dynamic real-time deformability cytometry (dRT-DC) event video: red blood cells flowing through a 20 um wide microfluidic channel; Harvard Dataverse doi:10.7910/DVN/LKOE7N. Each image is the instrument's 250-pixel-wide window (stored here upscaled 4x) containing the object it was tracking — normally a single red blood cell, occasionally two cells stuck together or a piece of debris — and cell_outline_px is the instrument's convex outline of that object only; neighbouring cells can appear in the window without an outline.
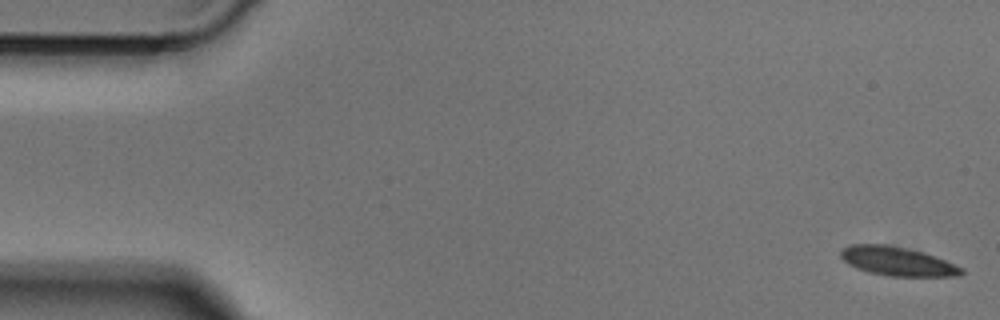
{"species": "Egyptian fruit bat (a non-hibernating species)", "species_latin": "Rousettus aegyptiacus", "temperature_condition": "cold", "stored_images_in_passage": 49, "camera_frame_rate_fps": 3000, "um_per_image_px": 0.085, "animal": {"sex": "male"}, "frame": {"image": 1, "passage_image": 1, "time_ms": 0.0, "image_size_px": [1000, 320], "cell_outline_px": [[964, 272], [960, 276], [888, 276], [868, 272], [856, 268], [848, 264], [840, 256], [840, 248], [848, 244], [884, 244], [924, 252], [936, 256], [964, 268]], "centroid_in_image_um": [76.26, 22.21], "position_along_channel_um": 8.7, "area_um2": 20.52}}
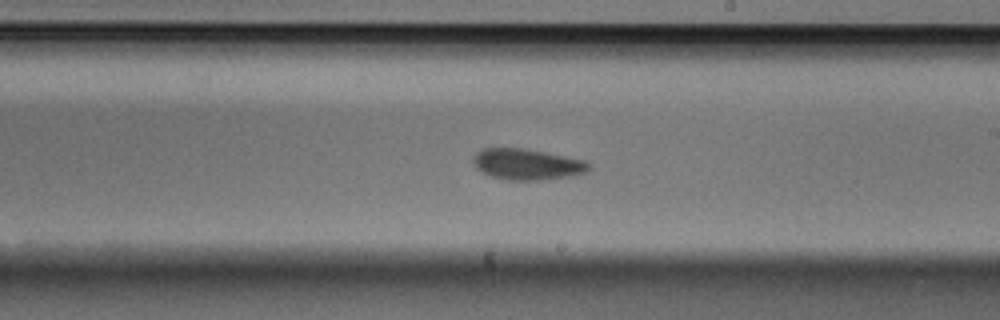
{"frame": {"image": 2, "passage_image": 28, "time_ms": 9.0, "image_size_px": [1000, 320], "cell_outline_px": [[592, 168], [588, 172], [568, 176], [540, 180], [508, 180], [492, 176], [476, 168], [472, 160], [472, 156], [476, 152], [484, 148], [524, 148], [588, 160], [592, 164]], "centroid_in_image_um": [44.85, 13.95], "position_along_channel_um": 244.1, "area_um2": 21.1}}
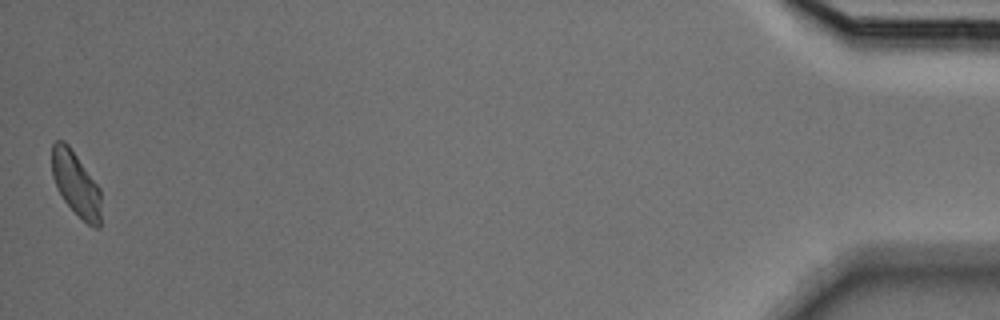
{"frame": {"image": 3, "passage_image": 49, "time_ms": 16.0, "image_size_px": [1000, 320], "cell_outline_px": [[100, 228], [92, 228], [64, 200], [56, 188], [52, 176], [52, 144], [56, 140], [64, 140], [68, 144], [100, 188]], "centroid_in_image_um": [6.44, 15.61], "position_along_channel_um": 428.8, "area_um2": 18.26}}